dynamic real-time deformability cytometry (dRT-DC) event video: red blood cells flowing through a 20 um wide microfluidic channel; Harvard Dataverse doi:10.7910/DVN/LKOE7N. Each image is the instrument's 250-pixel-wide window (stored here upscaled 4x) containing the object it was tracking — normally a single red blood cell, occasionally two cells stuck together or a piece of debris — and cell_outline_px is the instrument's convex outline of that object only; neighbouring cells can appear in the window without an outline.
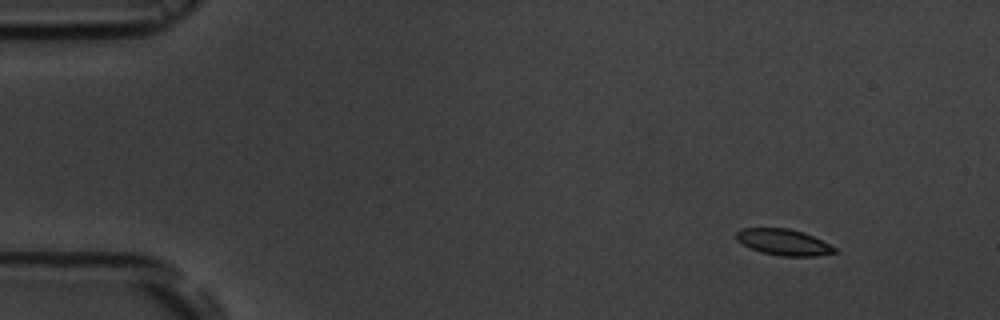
{"species": "common noctule bat (a hibernating species)", "species_latin": "Nyctalus noctula", "temperature_condition": "room temperature", "stored_images_in_passage": 4, "camera_frame_rate_fps": 3000, "um_per_image_px": 0.085, "animal": {"sex": "male", "body_mass_g": 19.5, "forearm_length_mm": 54.6}, "frame": {"image": 1, "passage_image": 1, "time_ms": 0.0, "image_size_px": [1000, 320], "cell_outline_px": [[836, 252], [816, 256], [780, 256], [760, 252], [736, 240], [736, 232], [740, 228], [788, 228], [804, 232], [836, 248]], "centroid_in_image_um": [66.57, 20.58], "position_along_channel_um": 18.4, "area_um2": 14.85}}
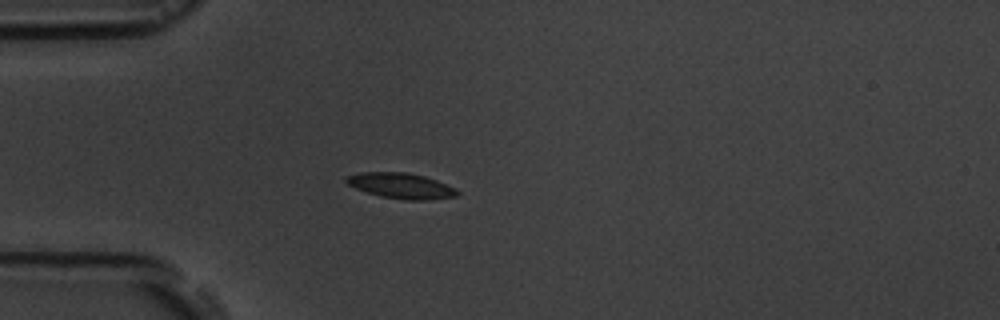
{"frame": {"image": 2, "passage_image": 4, "time_ms": 3.333, "image_size_px": [1000, 320], "cell_outline_px": [[460, 192], [456, 196], [428, 200], [404, 200], [380, 196], [356, 188], [348, 184], [344, 180], [344, 176], [360, 172], [404, 172], [424, 176], [436, 180], [456, 188]], "centroid_in_image_um": [34.08, 15.79], "position_along_channel_um": 50.9, "area_um2": 16.53}}